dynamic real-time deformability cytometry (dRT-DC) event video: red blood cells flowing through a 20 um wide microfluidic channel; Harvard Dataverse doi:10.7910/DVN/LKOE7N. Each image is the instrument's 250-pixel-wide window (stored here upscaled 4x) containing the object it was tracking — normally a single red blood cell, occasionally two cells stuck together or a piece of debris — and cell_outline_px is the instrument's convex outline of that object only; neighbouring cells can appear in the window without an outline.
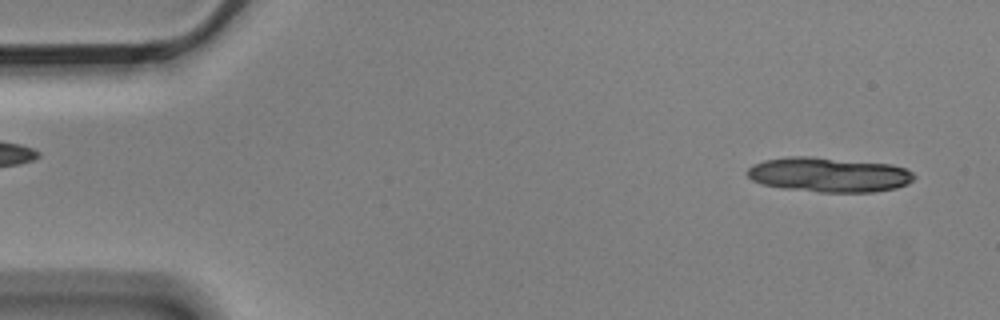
{"species": "Egyptian fruit bat (a non-hibernating species)", "species_latin": "Rousettus aegyptiacus", "temperature_condition": "cold", "stored_images_in_passage": 6, "segment_of_instrument_passage": [2, 2], "camera_frame_rate_fps": 3000, "um_per_image_px": 0.085, "animal": {"sex": "male"}, "frame": {"image": 1, "passage_image": 6, "time_ms": 1.667, "image_size_px": [1000, 320], "cell_outline_px": [[916, 176], [908, 184], [896, 188], [872, 192], [820, 192], [784, 188], [760, 184], [752, 180], [748, 176], [748, 168], [752, 164], [764, 160], [788, 156], [808, 156], [892, 164], [904, 168], [912, 172]], "centroid_in_image_um": [70.45, 14.84], "position_along_channel_um": 14.6, "area_um2": 33.81}}